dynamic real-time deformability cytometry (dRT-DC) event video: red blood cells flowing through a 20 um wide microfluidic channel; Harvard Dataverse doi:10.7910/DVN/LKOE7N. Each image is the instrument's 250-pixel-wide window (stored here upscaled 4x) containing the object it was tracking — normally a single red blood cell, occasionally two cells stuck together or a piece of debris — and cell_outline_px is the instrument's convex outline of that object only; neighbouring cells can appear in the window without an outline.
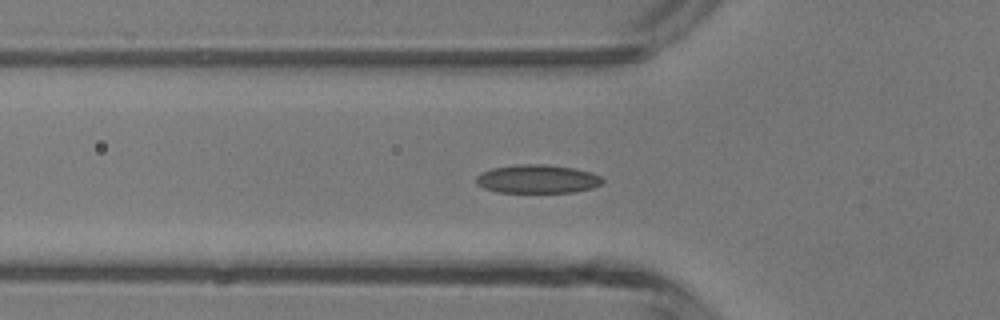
{"species": "common noctule bat (a hibernating species)", "species_latin": "Nyctalus noctula", "temperature_condition": "room temperature", "stored_images_in_passage": 48, "camera_frame_rate_fps": 3000, "um_per_image_px": 0.085, "animal": {"sex": "male", "body_mass_g": 13.3}, "frame": {"image": 1, "passage_image": 16, "time_ms": 5.0, "image_size_px": [1000, 320], "cell_outline_px": [[604, 180], [600, 184], [592, 188], [572, 192], [496, 192], [484, 188], [476, 184], [476, 176], [480, 172], [492, 168], [516, 164], [544, 164], [576, 168], [592, 172], [600, 176]], "centroid_in_image_um": [45.66, 15.2], "position_along_channel_um": 80.1, "area_um2": 21.15}}
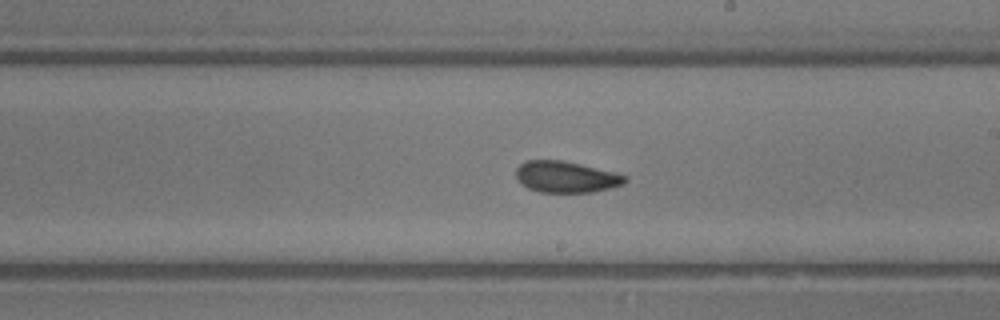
{"frame": {"image": 2, "passage_image": 27, "time_ms": 8.667, "image_size_px": [1000, 320], "cell_outline_px": [[628, 180], [624, 184], [592, 192], [540, 192], [528, 188], [516, 176], [516, 168], [524, 160], [560, 160], [580, 164], [628, 176]], "centroid_in_image_um": [48.11, 15.03], "position_along_channel_um": 240.9, "area_um2": 19.65}}
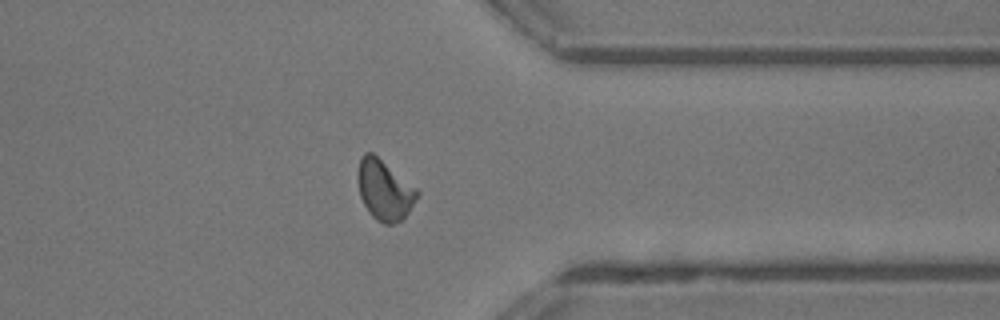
{"frame": {"image": 3, "passage_image": 37, "time_ms": 12.0, "image_size_px": [1000, 320], "cell_outline_px": [[420, 196], [404, 220], [392, 224], [384, 224], [376, 220], [368, 212], [360, 196], [356, 176], [356, 172], [360, 156], [364, 152], [372, 152], [416, 188], [420, 192]], "centroid_in_image_um": [32.67, 16.17], "position_along_channel_um": 378.7, "area_um2": 21.21}, "authors_computed_cell_mechanics": {"area_um2": 20.1722, "velocity_mm_per_s": 4.3655, "shape_relaxation_time_tau1_ms": 4.952, "shape_relaxation_time_tau2_ms": 2.6768, "deformation_change_tau1": 0.1265, "deformation_change_tau2": 0.0761}}